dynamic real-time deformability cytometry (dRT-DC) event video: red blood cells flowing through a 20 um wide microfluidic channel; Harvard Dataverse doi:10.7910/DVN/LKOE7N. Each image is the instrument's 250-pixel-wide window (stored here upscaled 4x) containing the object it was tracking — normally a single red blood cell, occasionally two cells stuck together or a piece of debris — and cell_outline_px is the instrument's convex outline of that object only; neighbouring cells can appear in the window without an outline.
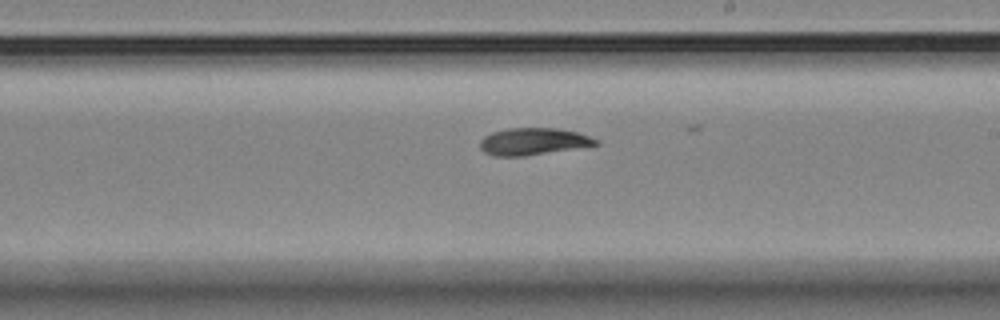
{"species": "Egyptian fruit bat (a non-hibernating species)", "species_latin": "Rousettus aegyptiacus", "temperature_condition": "room temperature", "stored_images_in_passage": 8, "segment_of_instrument_passage": [2, 2], "camera_frame_rate_fps": 3000, "um_per_image_px": 0.085, "animal": {"sex": "female"}, "frame": {"image": 1, "passage_image": 8, "time_ms": 9.333, "image_size_px": [1000, 320], "cell_outline_px": [[600, 144], [524, 156], [496, 156], [484, 152], [480, 148], [480, 140], [484, 136], [492, 132], [508, 128], [556, 128], [576, 132], [600, 140]], "centroid_in_image_um": [45.3, 12.02], "position_along_channel_um": 243.7, "area_um2": 18.09}}